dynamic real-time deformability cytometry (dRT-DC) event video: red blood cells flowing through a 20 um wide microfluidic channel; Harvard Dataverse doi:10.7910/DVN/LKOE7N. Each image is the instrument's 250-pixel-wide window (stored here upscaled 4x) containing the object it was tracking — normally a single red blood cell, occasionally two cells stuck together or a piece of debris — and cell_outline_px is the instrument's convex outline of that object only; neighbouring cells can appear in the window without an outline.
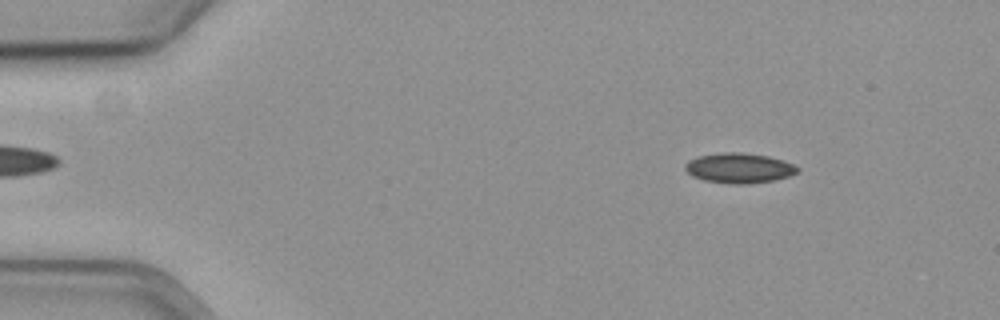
{"species": "common noctule bat (a hibernating species)", "species_latin": "Nyctalus noctula", "temperature_condition": "cold", "stored_images_in_passage": 58, "camera_frame_rate_fps": 3000, "um_per_image_px": 0.085, "animal": {"sex": "female", "body_mass_g": 19.3, "forearm_length_mm": 54.1}, "frame": {"image": 1, "passage_image": 8, "time_ms": 2.333, "image_size_px": [1000, 320], "cell_outline_px": [[800, 168], [796, 172], [788, 176], [776, 180], [748, 184], [732, 184], [704, 180], [692, 176], [684, 168], [684, 164], [688, 160], [696, 156], [720, 152], [740, 152], [768, 156], [792, 164]], "centroid_in_image_um": [62.77, 14.28], "position_along_channel_um": 22.2, "area_um2": 19.71}}
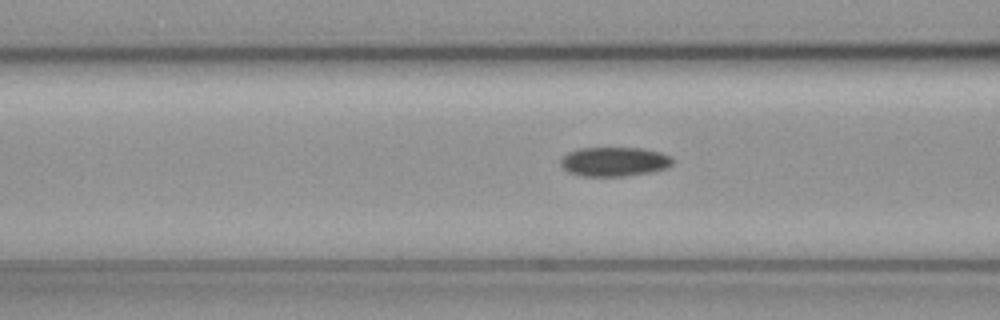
{"frame": {"image": 2, "passage_image": 23, "time_ms": 7.333, "image_size_px": [1000, 320], "cell_outline_px": [[672, 164], [664, 168], [648, 172], [624, 176], [584, 176], [568, 172], [560, 164], [560, 160], [568, 152], [580, 148], [644, 148], [660, 152], [672, 156]], "centroid_in_image_um": [52.2, 13.73], "position_along_channel_um": 114.4, "area_um2": 18.96}}
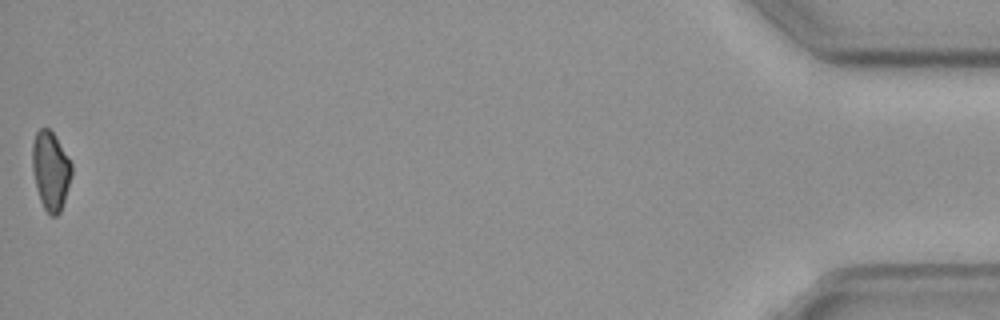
{"frame": {"image": 3, "passage_image": 58, "time_ms": 19.0, "image_size_px": [1000, 320], "cell_outline_px": [[72, 176], [60, 212], [56, 216], [52, 216], [44, 208], [40, 200], [36, 188], [32, 168], [32, 144], [36, 132], [40, 128], [48, 128], [56, 136], [72, 164]], "centroid_in_image_um": [4.3, 14.49], "position_along_channel_um": 430.9, "area_um2": 18.03}, "authors_computed_cell_mechanics": {"area_um2": 19.0162, "velocity_mm_per_s": 3.596, "shape_relaxation_time_tau1_ms": 5.0846, "shape_relaxation_time_tau2_ms": null, "deformation_change_tau1": 0.0757, "deformation_change_tau2": null}}